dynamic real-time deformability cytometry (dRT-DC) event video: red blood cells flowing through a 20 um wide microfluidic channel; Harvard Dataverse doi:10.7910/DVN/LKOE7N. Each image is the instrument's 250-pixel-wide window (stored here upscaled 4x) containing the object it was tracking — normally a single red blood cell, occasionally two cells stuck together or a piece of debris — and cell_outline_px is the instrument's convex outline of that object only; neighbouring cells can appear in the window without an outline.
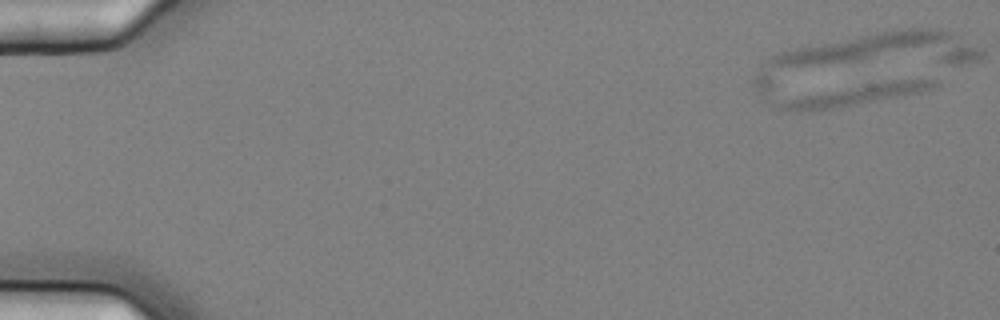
{"species": "common noctule bat (a hibernating species)", "species_latin": "Nyctalus noctula", "temperature_condition": "cold", "stored_images_in_passage": 10, "camera_frame_rate_fps": 3000, "um_per_image_px": 0.085, "animal": {"sex": "female", "body_mass_g": 25.1}, "frame": {"image": 1, "passage_image": 1, "time_ms": 0.0, "image_size_px": [1000, 320], "cell_outline_px": [[940, 84], [932, 88], [920, 92], [904, 96], [828, 108], [780, 108], [780, 104], [788, 100], [804, 96], [892, 80], [936, 80]], "centroid_in_image_um": [73.18, 8.01], "position_along_channel_um": 11.8, "area_um2": 16.13}}
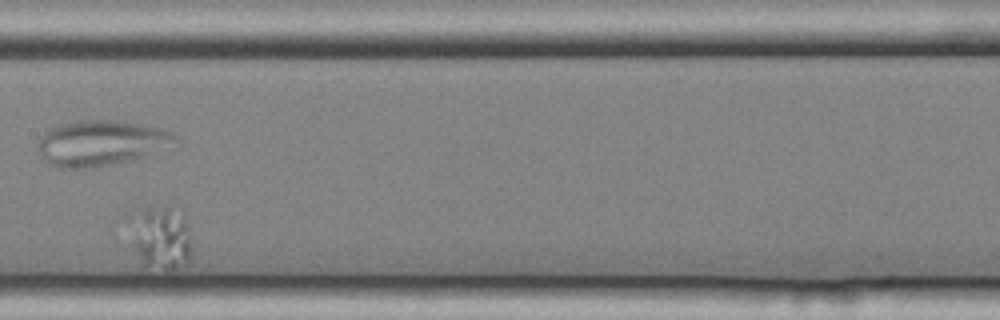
{"frame": {"image": 2, "passage_image": 9, "time_ms": 2.667, "image_size_px": [1000, 320], "cell_outline_px": [[188, 264], [184, 268], [172, 272], [164, 272], [144, 264], [132, 248], [120, 216], [124, 212], [144, 208], [168, 208], [184, 216], [188, 236]], "centroid_in_image_um": [13.44, 20.19], "position_along_channel_um": 194.0, "area_um2": 24.22}}